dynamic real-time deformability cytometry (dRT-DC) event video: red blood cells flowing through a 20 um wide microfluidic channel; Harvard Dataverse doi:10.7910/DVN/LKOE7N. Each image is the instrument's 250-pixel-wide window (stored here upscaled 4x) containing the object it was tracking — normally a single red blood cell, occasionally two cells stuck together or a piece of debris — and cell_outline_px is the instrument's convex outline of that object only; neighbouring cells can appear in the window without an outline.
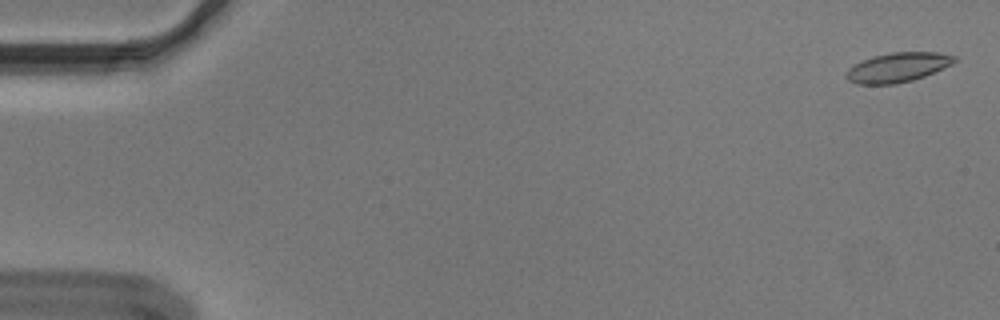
{"species": "Egyptian fruit bat (a non-hibernating species)", "species_latin": "Rousettus aegyptiacus", "temperature_condition": "cold", "stored_images_in_passage": 10, "camera_frame_rate_fps": 3000, "um_per_image_px": 0.085, "animal": {"sex": "male"}, "frame": {"image": 1, "passage_image": 2, "time_ms": 0.333, "image_size_px": [1000, 320], "cell_outline_px": [[956, 60], [952, 64], [924, 76], [912, 80], [896, 84], [856, 84], [848, 80], [844, 76], [848, 68], [852, 64], [872, 56], [892, 52], [940, 52], [956, 56]], "centroid_in_image_um": [76.26, 5.72], "position_along_channel_um": 8.7, "area_um2": 18.73}}